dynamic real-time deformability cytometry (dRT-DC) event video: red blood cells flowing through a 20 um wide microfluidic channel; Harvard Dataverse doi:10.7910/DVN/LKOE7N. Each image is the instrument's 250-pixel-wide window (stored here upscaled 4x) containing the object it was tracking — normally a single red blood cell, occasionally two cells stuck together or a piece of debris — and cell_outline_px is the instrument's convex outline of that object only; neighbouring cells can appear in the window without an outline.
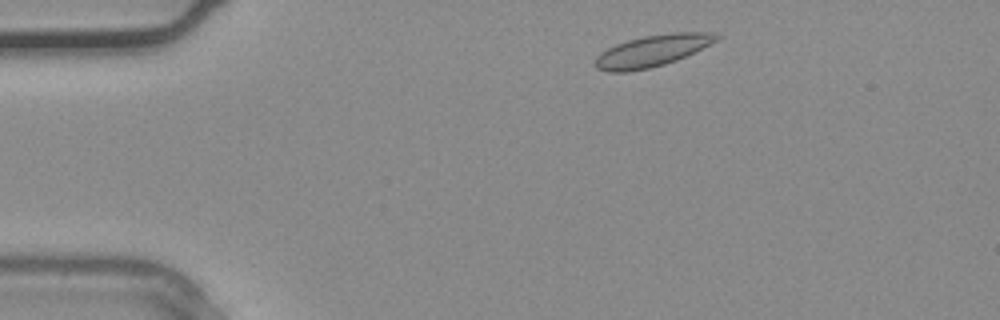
{"species": "common noctule bat (a hibernating species)", "species_latin": "Nyctalus noctula", "temperature_condition": "warm", "stored_images_in_passage": 3, "camera_frame_rate_fps": 3000, "um_per_image_px": 0.085, "animal": {"sex": "male", "body_mass_g": 20.4}, "frame": {"image": 1, "passage_image": 1, "time_ms": 0.0, "image_size_px": [1000, 320], "cell_outline_px": [[720, 36], [716, 40], [676, 60], [664, 64], [648, 68], [624, 72], [608, 72], [596, 68], [592, 64], [596, 56], [600, 52], [616, 44], [628, 40], [644, 36], [672, 32], [712, 32]], "centroid_in_image_um": [55.35, 4.32], "position_along_channel_um": 29.6, "area_um2": 22.02}}